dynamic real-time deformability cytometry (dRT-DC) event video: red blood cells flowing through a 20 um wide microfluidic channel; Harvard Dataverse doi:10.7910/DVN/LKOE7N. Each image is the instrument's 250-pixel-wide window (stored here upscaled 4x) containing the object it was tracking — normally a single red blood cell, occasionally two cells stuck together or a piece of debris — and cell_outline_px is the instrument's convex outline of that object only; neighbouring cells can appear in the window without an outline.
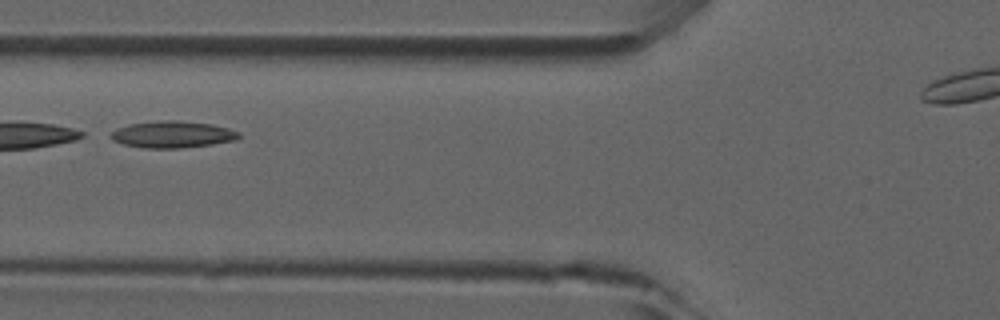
{"species": "common noctule bat (a hibernating species)", "species_latin": "Nyctalus noctula", "temperature_condition": "room temperature", "stored_images_in_passage": 23, "camera_frame_rate_fps": 3000, "um_per_image_px": 0.085, "animal": {"sex": "male", "forearm_length_mm": 52.5}, "frame": {"image": 1, "passage_image": 16, "time_ms": 5.0, "image_size_px": [1000, 320], "cell_outline_px": [[240, 136], [236, 140], [212, 144], [180, 148], [144, 148], [124, 144], [112, 140], [112, 132], [116, 128], [128, 124], [160, 120], [176, 120], [212, 124], [228, 128], [240, 132]], "centroid_in_image_um": [14.67, 11.42], "position_along_channel_um": 111.1, "area_um2": 19.94}}
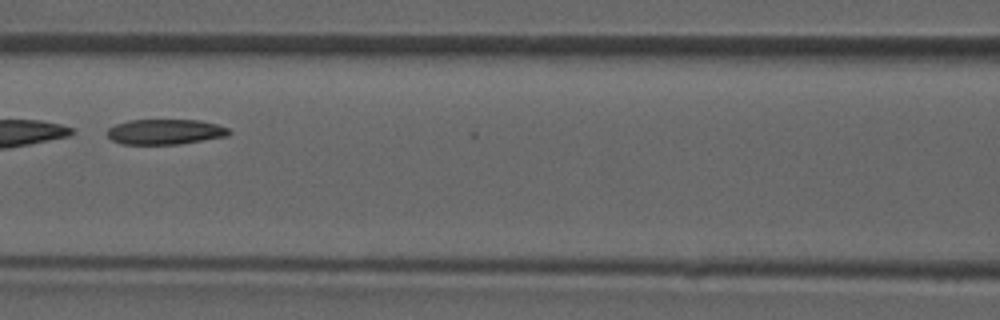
{"frame": {"image": 2, "passage_image": 19, "time_ms": 6.0, "image_size_px": [1000, 320], "cell_outline_px": [[232, 132], [228, 136], [180, 144], [124, 144], [112, 140], [108, 136], [108, 128], [116, 124], [128, 120], [200, 120], [216, 124], [228, 128]], "centroid_in_image_um": [14.07, 11.2], "position_along_channel_um": 152.5, "area_um2": 17.92}}